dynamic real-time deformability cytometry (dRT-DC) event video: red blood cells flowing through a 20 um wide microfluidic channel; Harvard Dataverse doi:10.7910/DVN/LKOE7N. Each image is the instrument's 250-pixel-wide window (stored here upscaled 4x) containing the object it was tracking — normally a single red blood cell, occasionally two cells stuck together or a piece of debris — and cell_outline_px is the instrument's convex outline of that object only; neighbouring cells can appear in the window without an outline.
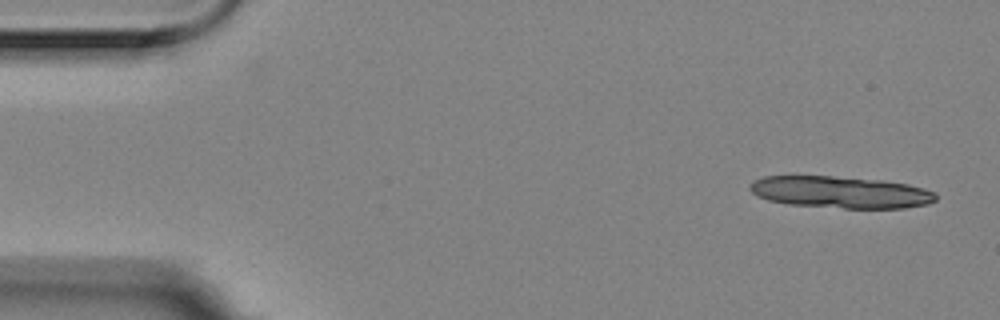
{"species": "Egyptian fruit bat (a non-hibernating species)", "species_latin": "Rousettus aegyptiacus", "temperature_condition": "room temperature", "stored_images_in_passage": 2, "camera_frame_rate_fps": 3000, "um_per_image_px": 0.085, "animal": {"sex": "female"}, "frame": {"image": 1, "passage_image": 1, "time_ms": 0.0, "image_size_px": [1000, 320], "cell_outline_px": [[936, 200], [928, 204], [904, 208], [844, 208], [788, 204], [768, 200], [756, 196], [748, 188], [748, 184], [752, 180], [764, 176], [832, 176], [884, 180], [908, 184], [924, 188], [936, 192]], "centroid_in_image_um": [71.43, 16.33], "position_along_channel_um": 13.6, "area_um2": 34.8}}